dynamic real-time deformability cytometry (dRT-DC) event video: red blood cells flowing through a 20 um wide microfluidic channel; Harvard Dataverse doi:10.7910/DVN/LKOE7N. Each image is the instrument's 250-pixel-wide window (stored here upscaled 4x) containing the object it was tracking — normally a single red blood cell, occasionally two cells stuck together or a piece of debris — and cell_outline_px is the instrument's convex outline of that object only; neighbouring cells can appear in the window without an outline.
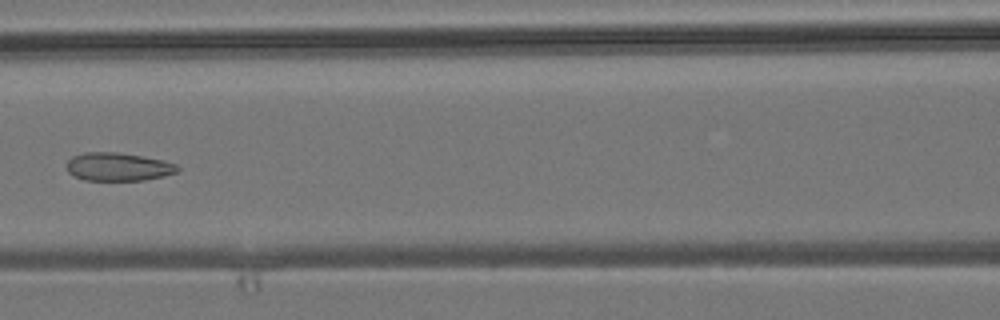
{"species": "common noctule bat (a hibernating species)", "species_latin": "Nyctalus noctula", "temperature_condition": "room temperature", "stored_images_in_passage": 7, "camera_frame_rate_fps": 3000, "um_per_image_px": 0.085, "animal": {"sex": "male", "body_mass_g": 19.2, "forearm_length_mm": 51.8}, "frame": {"image": 1, "passage_image": 7, "time_ms": 6.667, "image_size_px": [1000, 320], "cell_outline_px": [[180, 168], [176, 172], [164, 176], [144, 180], [84, 180], [72, 176], [68, 172], [64, 164], [72, 156], [84, 152], [116, 152], [164, 160], [176, 164]], "centroid_in_image_um": [9.99, 14.18], "position_along_channel_um": 156.6, "area_um2": 18.38}}